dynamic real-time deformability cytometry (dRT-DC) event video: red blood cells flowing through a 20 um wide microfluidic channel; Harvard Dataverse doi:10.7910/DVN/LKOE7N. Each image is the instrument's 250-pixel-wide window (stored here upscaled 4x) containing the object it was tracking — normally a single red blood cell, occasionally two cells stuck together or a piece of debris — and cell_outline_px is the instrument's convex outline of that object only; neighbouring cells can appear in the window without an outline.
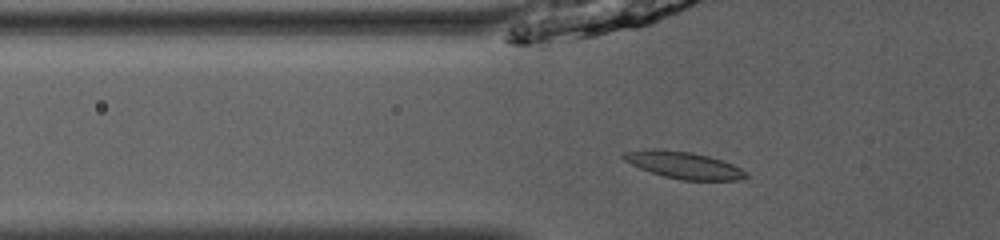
{"species": "common noctule bat (a hibernating species)", "species_latin": "Nyctalus noctula", "temperature_condition": "room temperature", "stored_images_in_passage": 51, "camera_frame_rate_fps": 3000, "um_per_image_px": 0.085, "animal": {"sex": "male", "body_mass_g": 13.0, "forearm_length_mm": 53.1}, "frame": {"image": 1, "passage_image": 19, "time_ms": 6.0, "image_size_px": [1000, 240], "cell_outline_px": [[748, 176], [740, 180], [680, 180], [664, 176], [640, 168], [624, 160], [620, 156], [624, 152], [656, 148], [692, 152], [708, 156], [732, 164], [748, 172]], "centroid_in_image_um": [58.12, 14.03], "position_along_channel_um": 67.7, "area_um2": 19.13}}
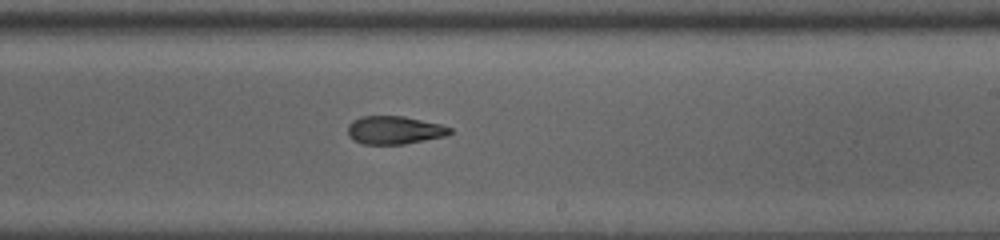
{"frame": {"image": 2, "passage_image": 33, "time_ms": 10.667, "image_size_px": [1000, 240], "cell_outline_px": [[452, 132], [448, 136], [404, 144], [364, 144], [352, 140], [348, 136], [348, 124], [352, 120], [360, 116], [404, 116], [440, 124], [452, 128]], "centroid_in_image_um": [33.52, 11.06], "position_along_channel_um": 255.5, "area_um2": 16.94}}
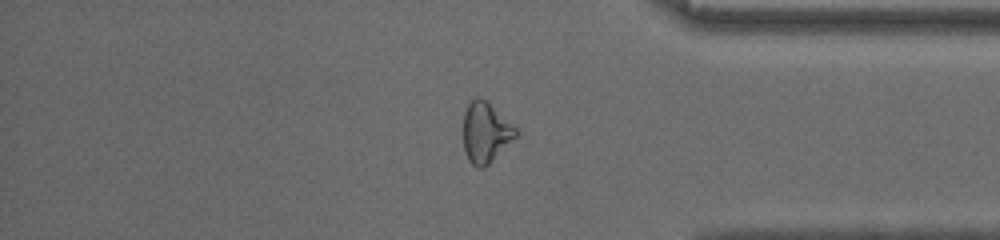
{"frame": {"image": 3, "passage_image": 44, "time_ms": 14.333, "image_size_px": [1000, 240], "cell_outline_px": [[516, 136], [484, 168], [476, 168], [468, 160], [464, 148], [464, 112], [468, 104], [476, 96], [484, 100], [512, 124], [516, 128]], "centroid_in_image_um": [41.24, 11.28], "position_along_channel_um": 394.0, "area_um2": 17.92}, "authors_computed_cell_mechanics": {"area_um2": 18.207, "velocity_mm_per_s": 4.0423, "shape_relaxation_time_tau1_ms": 8.5421, "shape_relaxation_time_tau2_ms": 2.4458, "deformation_change_tau1": 0.2087, "deformation_change_tau2": 0.1016}}